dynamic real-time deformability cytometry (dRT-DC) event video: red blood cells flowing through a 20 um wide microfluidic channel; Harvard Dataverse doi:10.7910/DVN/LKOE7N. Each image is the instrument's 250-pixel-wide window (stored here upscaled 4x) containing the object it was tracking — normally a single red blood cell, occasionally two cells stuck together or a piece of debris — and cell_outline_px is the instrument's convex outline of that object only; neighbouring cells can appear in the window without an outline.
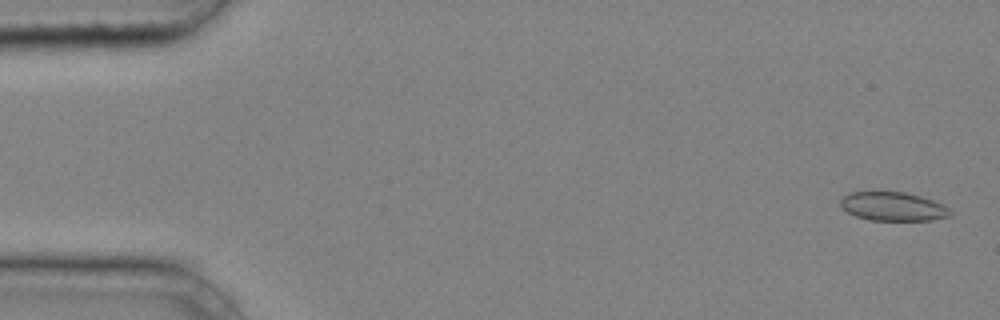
{"species": "common noctule bat (a hibernating species)", "species_latin": "Nyctalus noctula", "temperature_condition": "cold", "stored_images_in_passage": 45, "camera_frame_rate_fps": 3000, "um_per_image_px": 0.085, "animal": {"sex": "male", "body_mass_g": 20.4}, "frame": {"image": 1, "passage_image": 2, "time_ms": 0.333, "image_size_px": [1000, 320], "cell_outline_px": [[952, 216], [932, 220], [872, 220], [856, 216], [848, 212], [840, 204], [840, 200], [848, 192], [908, 192], [944, 204], [952, 212]], "centroid_in_image_um": [75.94, 17.55], "position_along_channel_um": 9.1, "area_um2": 18.38}}
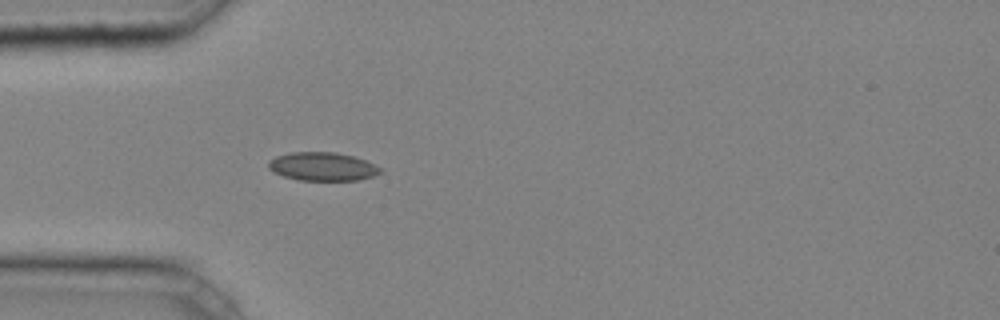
{"frame": {"image": 2, "passage_image": 14, "time_ms": 4.333, "image_size_px": [1000, 320], "cell_outline_px": [[384, 172], [360, 180], [300, 180], [284, 176], [268, 168], [268, 160], [276, 156], [292, 152], [336, 152], [352, 156], [376, 164], [384, 168]], "centroid_in_image_um": [27.47, 14.15], "position_along_channel_um": 57.5, "area_um2": 18.61}}
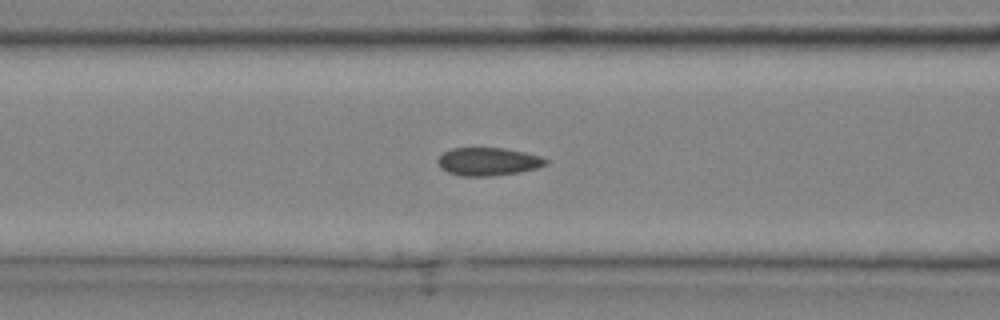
{"frame": {"image": 3, "passage_image": 19, "time_ms": 6.0, "image_size_px": [1000, 320], "cell_outline_px": [[548, 164], [536, 168], [520, 172], [492, 176], [460, 176], [448, 172], [440, 168], [436, 160], [444, 152], [452, 148], [504, 148], [524, 152], [540, 156], [548, 160]], "centroid_in_image_um": [41.48, 13.74], "position_along_channel_um": 125.1, "area_um2": 17.69}, "authors_computed_cell_mechanics": {"area_um2": 18.0914, "velocity_mm_per_s": 4.2602, "shape_relaxation_time_tau1_ms": 10.0297, "shape_relaxation_time_tau2_ms": 2.8253, "deformation_change_tau1": 0.1374, "deformation_change_tau2": 0.0371}}